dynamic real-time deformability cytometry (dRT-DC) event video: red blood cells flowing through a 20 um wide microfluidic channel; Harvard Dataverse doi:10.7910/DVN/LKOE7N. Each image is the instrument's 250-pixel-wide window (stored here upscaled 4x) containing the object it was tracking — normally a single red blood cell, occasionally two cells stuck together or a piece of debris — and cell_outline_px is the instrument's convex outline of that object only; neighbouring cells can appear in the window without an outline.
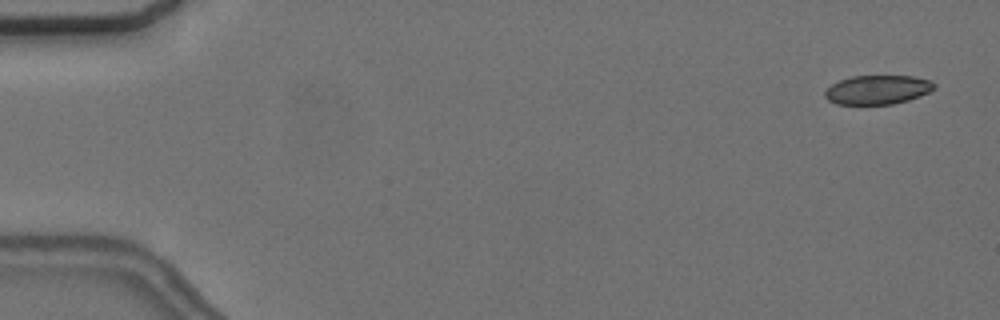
{"species": "common noctule bat (a hibernating species)", "species_latin": "Nyctalus noctula", "temperature_condition": "cold", "stored_images_in_passage": 52, "camera_frame_rate_fps": 3000, "um_per_image_px": 0.085, "animal": {"sex": "female", "body_mass_g": 24.6, "forearm_length_mm": 56.2}, "frame": {"image": 1, "passage_image": 3, "time_ms": 0.667, "image_size_px": [1000, 320], "cell_outline_px": [[936, 88], [920, 96], [908, 100], [892, 104], [836, 104], [828, 100], [824, 96], [824, 92], [832, 84], [840, 80], [852, 76], [912, 76], [932, 80], [936, 84]], "centroid_in_image_um": [74.61, 7.62], "position_along_channel_um": 10.4, "area_um2": 18.55}}
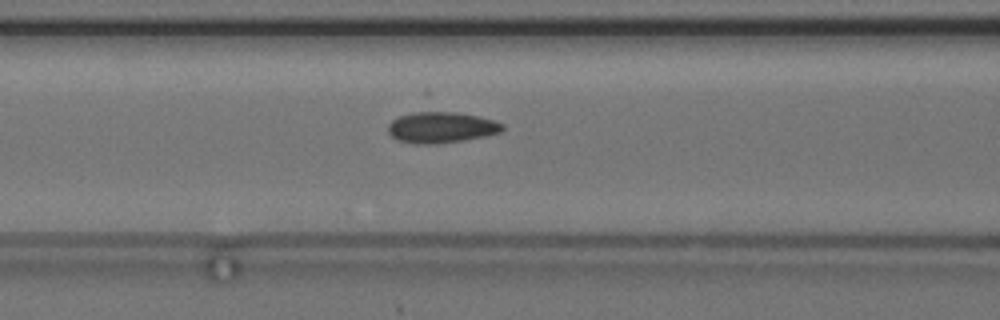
{"frame": {"image": 2, "passage_image": 24, "time_ms": 7.667, "image_size_px": [1000, 320], "cell_outline_px": [[504, 128], [500, 132], [484, 136], [436, 144], [412, 144], [400, 140], [392, 136], [388, 132], [388, 124], [392, 120], [400, 116], [412, 112], [428, 108], [456, 112], [480, 116], [496, 120], [504, 124]], "centroid_in_image_um": [37.49, 10.78], "position_along_channel_um": 129.1, "area_um2": 21.27}}
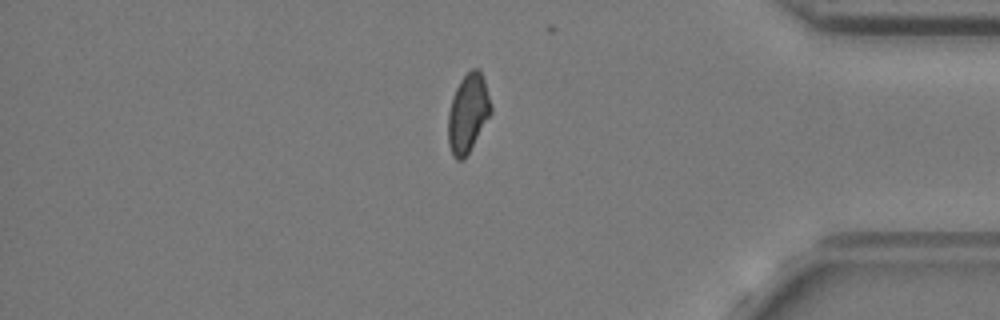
{"frame": {"image": 3, "passage_image": 48, "time_ms": 15.667, "image_size_px": [1000, 320], "cell_outline_px": [[492, 112], [464, 160], [456, 160], [448, 144], [448, 112], [452, 96], [460, 80], [472, 68], [480, 68], [484, 80], [492, 108]], "centroid_in_image_um": [39.77, 9.61], "position_along_channel_um": 395.4, "area_um2": 19.54}, "authors_computed_cell_mechanics": {"area_um2": 20.0855, "velocity_mm_per_s": 3.6825, "shape_relaxation_time_tau1_ms": null, "shape_relaxation_time_tau2_ms": 1.5694, "deformation_change_tau1": null, "deformation_change_tau2": 0.0598}}